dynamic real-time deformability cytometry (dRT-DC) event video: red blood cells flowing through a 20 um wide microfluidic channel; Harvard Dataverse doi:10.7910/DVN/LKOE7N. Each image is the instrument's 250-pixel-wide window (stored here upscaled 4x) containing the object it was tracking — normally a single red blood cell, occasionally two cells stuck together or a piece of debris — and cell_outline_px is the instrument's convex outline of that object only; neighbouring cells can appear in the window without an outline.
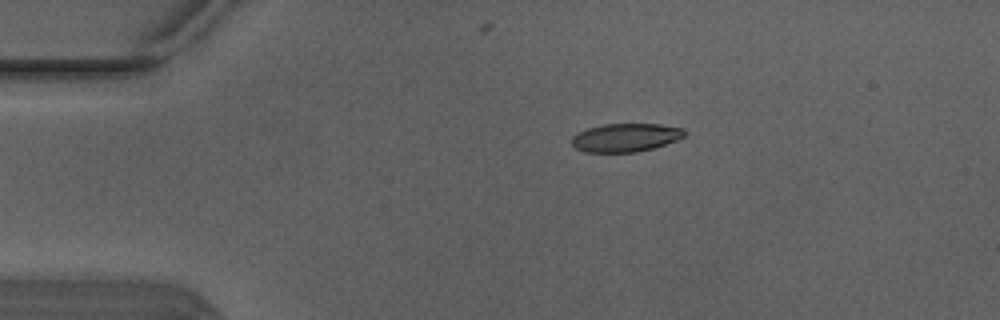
{"species": "Egyptian fruit bat (a non-hibernating species)", "species_latin": "Rousettus aegyptiacus", "temperature_condition": "warm", "stored_images_in_passage": 3, "camera_frame_rate_fps": 3000, "um_per_image_px": 0.085, "animal": {"sex": "male"}, "frame": {"image": 1, "passage_image": 1, "time_ms": 0.0, "image_size_px": [1000, 320], "cell_outline_px": [[688, 132], [684, 136], [676, 140], [652, 148], [636, 152], [584, 152], [576, 148], [572, 144], [572, 136], [576, 132], [588, 128], [604, 124], [660, 124], [684, 128]], "centroid_in_image_um": [53.17, 11.68], "position_along_channel_um": 31.8, "area_um2": 18.67}}
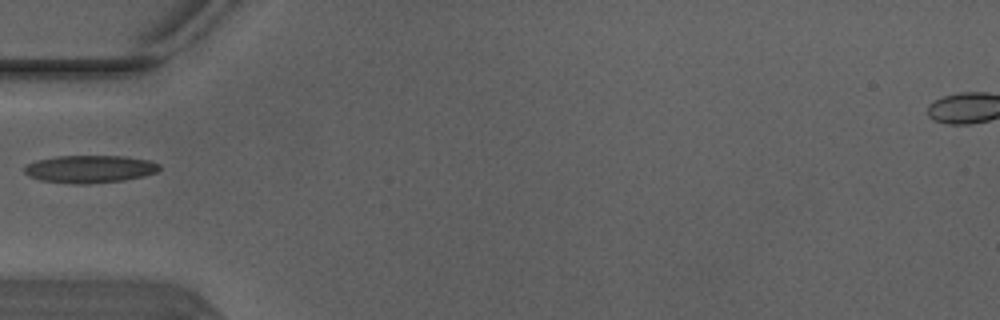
{"frame": {"image": 2, "passage_image": 3, "time_ms": 0.667, "image_size_px": [1000, 320], "cell_outline_px": [[160, 168], [156, 172], [144, 176], [124, 180], [88, 184], [72, 184], [40, 180], [28, 176], [24, 172], [24, 168], [28, 164], [36, 160], [56, 156], [124, 156], [148, 160], [160, 164]], "centroid_in_image_um": [7.62, 14.37], "position_along_channel_um": 77.4, "area_um2": 21.79}}